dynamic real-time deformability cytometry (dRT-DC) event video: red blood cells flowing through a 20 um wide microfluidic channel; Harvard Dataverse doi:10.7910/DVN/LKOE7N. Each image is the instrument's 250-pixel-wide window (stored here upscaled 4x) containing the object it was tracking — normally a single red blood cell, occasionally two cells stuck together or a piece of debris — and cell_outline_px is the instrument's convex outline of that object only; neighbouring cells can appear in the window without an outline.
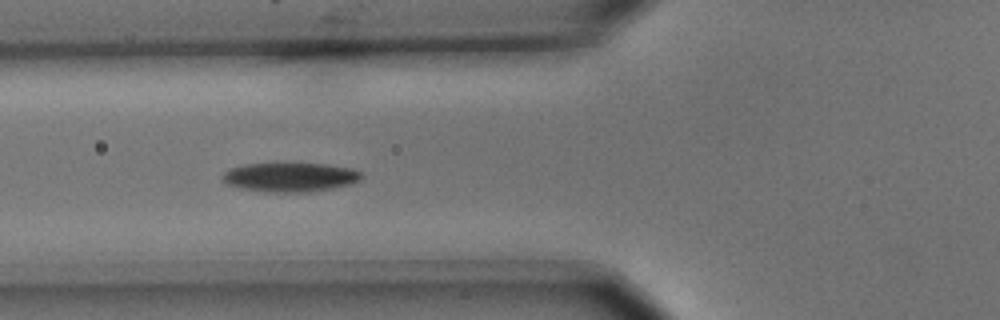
{"species": "common noctule bat (a hibernating species)", "species_latin": "Nyctalus noctula", "temperature_condition": "cold", "stored_images_in_passage": 8, "camera_frame_rate_fps": 3000, "um_per_image_px": 0.085, "animal": {"sex": "male", "body_mass_g": 15.6}, "frame": {"image": 1, "passage_image": 6, "time_ms": 1.667, "image_size_px": [1000, 320], "cell_outline_px": [[364, 176], [360, 180], [352, 184], [332, 188], [308, 192], [272, 192], [240, 188], [224, 184], [220, 176], [224, 172], [232, 168], [244, 164], [328, 164], [352, 168], [360, 172]], "centroid_in_image_um": [24.66, 15.06], "position_along_channel_um": 101.1, "area_um2": 23.64}}
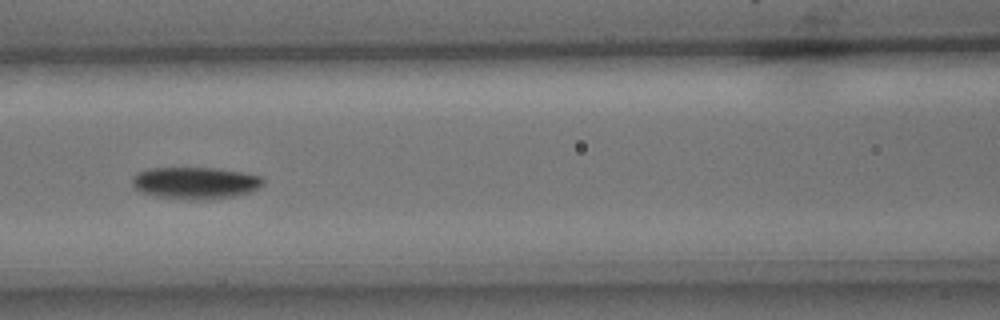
{"frame": {"image": 2, "passage_image": 7, "time_ms": 2.0, "image_size_px": [1000, 320], "cell_outline_px": [[264, 184], [252, 192], [212, 200], [184, 200], [156, 196], [144, 192], [136, 188], [132, 184], [132, 176], [136, 172], [148, 168], [216, 168], [240, 172], [260, 176], [264, 180]], "centroid_in_image_um": [16.6, 15.56], "position_along_channel_um": 150.0, "area_um2": 24.57}}
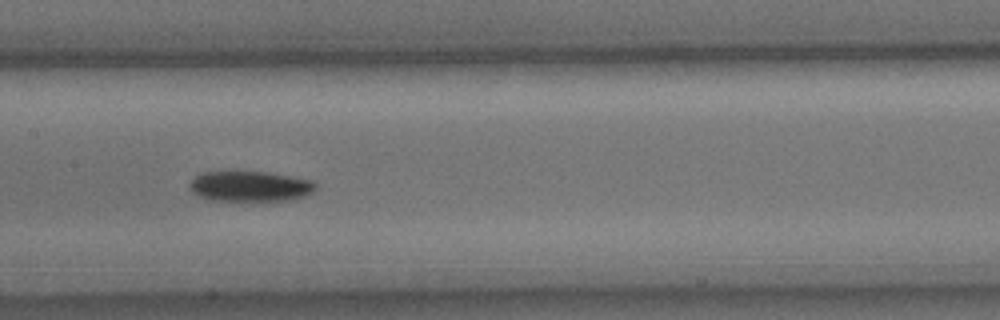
{"frame": {"image": 3, "passage_image": 8, "time_ms": 2.333, "image_size_px": [1000, 320], "cell_outline_px": [[316, 188], [308, 196], [292, 200], [212, 200], [196, 196], [192, 192], [188, 184], [200, 172], [268, 172], [292, 176], [312, 180], [316, 184]], "centroid_in_image_um": [21.27, 15.84], "position_along_channel_um": 186.1, "area_um2": 22.43}}